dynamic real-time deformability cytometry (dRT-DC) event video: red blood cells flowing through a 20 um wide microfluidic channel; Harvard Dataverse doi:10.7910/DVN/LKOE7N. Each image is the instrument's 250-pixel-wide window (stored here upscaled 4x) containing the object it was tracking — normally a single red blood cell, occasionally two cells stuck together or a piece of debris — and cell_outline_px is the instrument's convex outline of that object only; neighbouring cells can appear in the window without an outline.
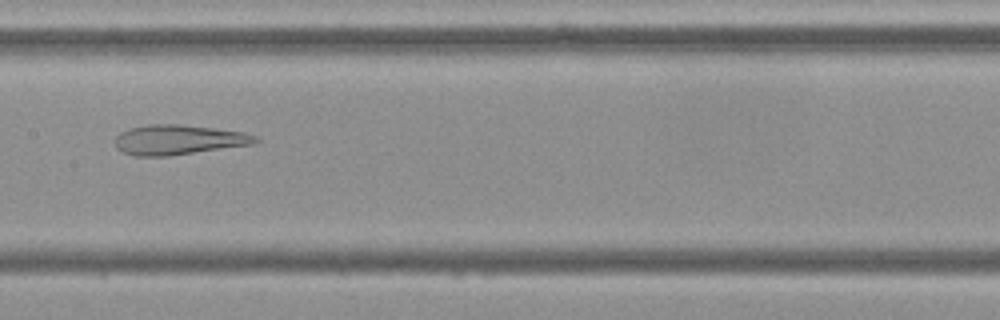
{"species": "Egyptian fruit bat (a non-hibernating species)", "species_latin": "Rousettus aegyptiacus", "temperature_condition": "cold", "stored_images_in_passage": 48, "camera_frame_rate_fps": 3000, "um_per_image_px": 0.085, "frame": {"image": 1, "passage_image": 21, "time_ms": 6.667, "image_size_px": [1000, 320], "cell_outline_px": [[260, 140], [256, 144], [168, 156], [136, 156], [124, 152], [116, 148], [112, 140], [120, 132], [128, 128], [148, 124], [180, 124], [216, 128], [244, 132], [256, 136]], "centroid_in_image_um": [15.16, 11.87], "position_along_channel_um": 192.2, "area_um2": 24.8}}
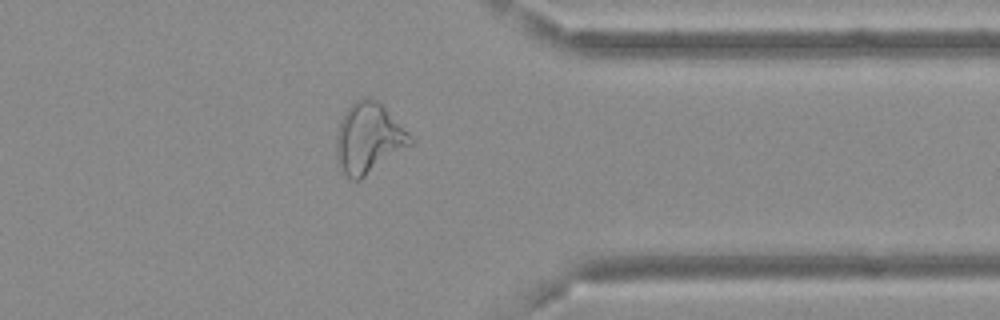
{"frame": {"image": 2, "passage_image": 37, "time_ms": 12.0, "image_size_px": [1000, 320], "cell_outline_px": [[416, 140], [412, 144], [360, 180], [352, 180], [340, 168], [336, 160], [336, 132], [344, 112], [356, 100], [364, 96], [376, 100]], "centroid_in_image_um": [31.31, 11.76], "position_along_channel_um": 380.1, "area_um2": 30.11}}
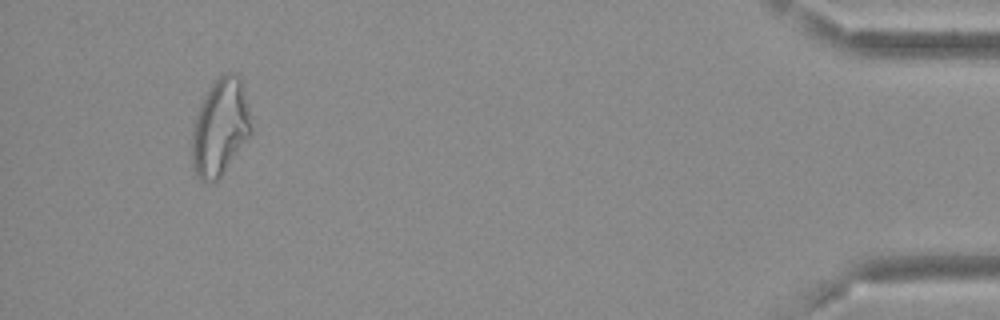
{"frame": {"image": 3, "passage_image": 45, "time_ms": 14.667, "image_size_px": [1000, 320], "cell_outline_px": [[252, 132], [220, 176], [216, 180], [208, 184], [200, 180], [192, 168], [192, 128], [200, 108], [212, 84], [220, 72], [232, 72], [240, 76], [248, 108], [252, 128]], "centroid_in_image_um": [18.71, 10.82], "position_along_channel_um": 416.5, "area_um2": 32.95}, "authors_computed_cell_mechanics": {"area_um2": 29.8826, "velocity_mm_per_s": 3.6893, "shape_relaxation_time_tau1_ms": null, "shape_relaxation_time_tau2_ms": 2.9918, "deformation_change_tau1": null, "deformation_change_tau2": 0.1447}}